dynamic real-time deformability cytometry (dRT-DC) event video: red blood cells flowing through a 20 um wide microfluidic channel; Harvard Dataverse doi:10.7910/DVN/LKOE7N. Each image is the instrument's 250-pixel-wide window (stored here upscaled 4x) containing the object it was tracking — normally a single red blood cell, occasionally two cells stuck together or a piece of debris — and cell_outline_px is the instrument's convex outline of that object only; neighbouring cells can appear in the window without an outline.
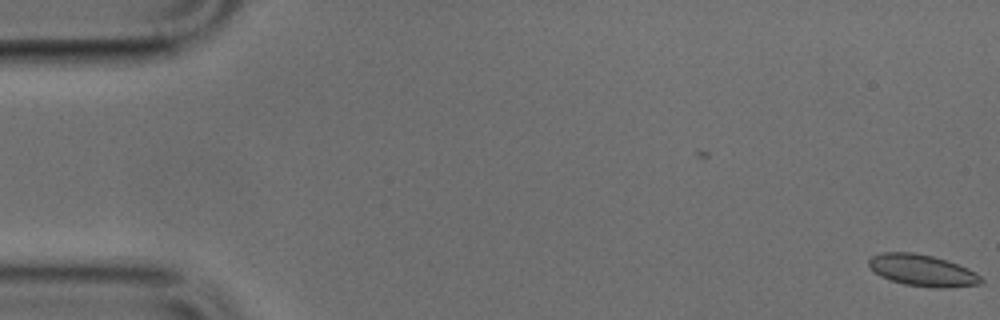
{"species": "common noctule bat (a hibernating species)", "species_latin": "Nyctalus noctula", "temperature_condition": "cold", "stored_images_in_passage": 51, "camera_frame_rate_fps": 3000, "um_per_image_px": 0.085, "animal": {"sex": "male", "body_mass_g": 17.9, "forearm_length_mm": 54.2}, "frame": {"image": 1, "passage_image": 1, "time_ms": 0.0, "image_size_px": [1000, 320], "cell_outline_px": [[984, 280], [980, 284], [948, 288], [936, 288], [904, 284], [880, 276], [868, 264], [868, 260], [872, 256], [884, 252], [912, 252], [932, 256], [968, 268], [976, 272]], "centroid_in_image_um": [78.42, 22.99], "position_along_channel_um": 6.6, "area_um2": 20.46}}
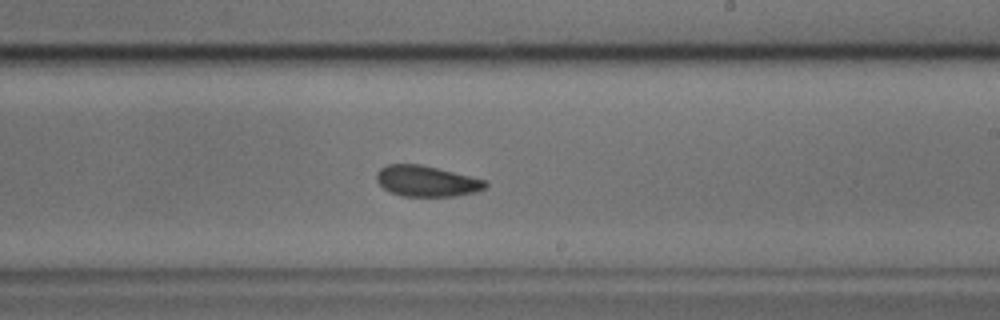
{"frame": {"image": 2, "passage_image": 30, "time_ms": 9.667, "image_size_px": [1000, 320], "cell_outline_px": [[488, 184], [484, 188], [476, 192], [456, 196], [404, 196], [392, 192], [384, 188], [376, 180], [376, 172], [380, 168], [388, 164], [420, 164], [488, 180]], "centroid_in_image_um": [36.28, 15.39], "position_along_channel_um": 252.7, "area_um2": 19.54}}
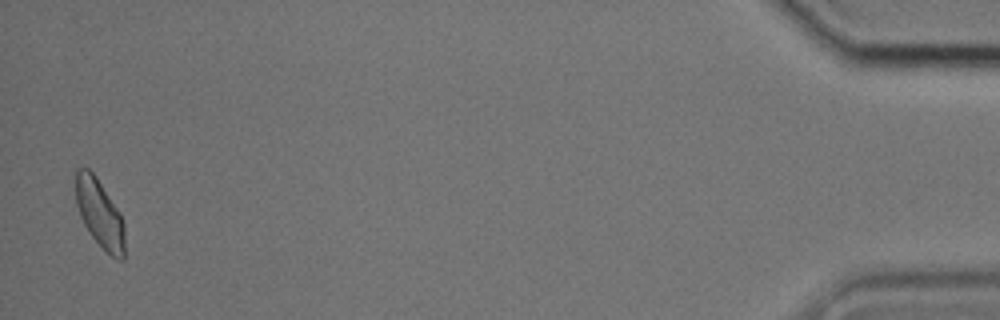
{"frame": {"image": 3, "passage_image": 50, "time_ms": 16.333, "image_size_px": [1000, 320], "cell_outline_px": [[124, 260], [120, 260], [112, 256], [92, 236], [84, 224], [80, 216], [76, 204], [72, 172], [76, 168], [88, 168], [96, 176], [120, 212], [124, 224]], "centroid_in_image_um": [8.42, 18.05], "position_along_channel_um": 426.8, "area_um2": 19.77}}